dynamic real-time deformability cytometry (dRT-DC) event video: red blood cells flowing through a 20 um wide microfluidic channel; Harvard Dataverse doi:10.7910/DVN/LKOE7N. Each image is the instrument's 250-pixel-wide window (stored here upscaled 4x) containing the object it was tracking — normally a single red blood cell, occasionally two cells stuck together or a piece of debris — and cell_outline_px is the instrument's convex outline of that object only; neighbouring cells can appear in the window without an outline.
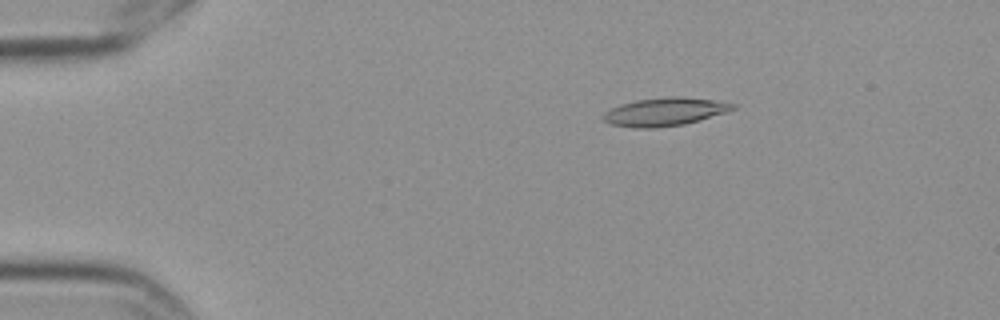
{"species": "Egyptian fruit bat (a non-hibernating species)", "species_latin": "Rousettus aegyptiacus", "temperature_condition": "cold", "stored_images_in_passage": 11, "camera_frame_rate_fps": 3000, "um_per_image_px": 0.085, "frame": {"image": 1, "passage_image": 3, "time_ms": 0.667, "image_size_px": [1000, 320], "cell_outline_px": [[736, 108], [724, 112], [684, 124], [656, 128], [636, 128], [612, 124], [604, 120], [604, 112], [620, 104], [636, 100], [668, 96], [680, 96], [712, 100], [736, 104]], "centroid_in_image_um": [56.48, 9.49], "position_along_channel_um": 28.5, "area_um2": 20.92}}
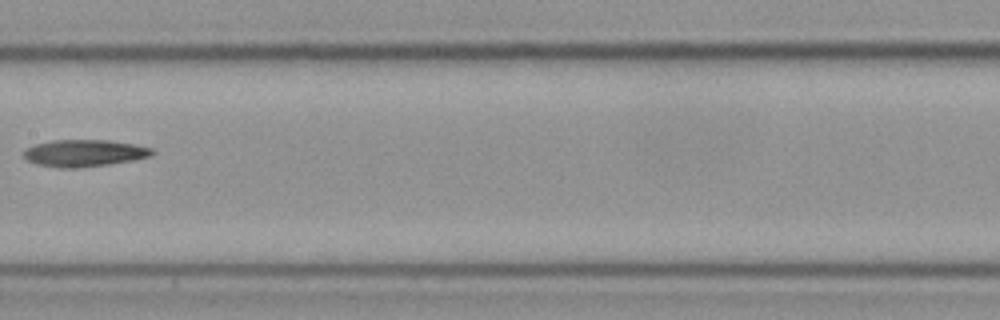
{"frame": {"image": 2, "passage_image": 8, "time_ms": 2.333, "image_size_px": [1000, 320], "cell_outline_px": [[156, 152], [152, 156], [132, 160], [108, 164], [80, 168], [60, 168], [36, 164], [28, 160], [24, 156], [24, 152], [28, 148], [36, 144], [52, 140], [108, 140], [136, 144], [152, 148]], "centroid_in_image_um": [7.21, 13.01], "position_along_channel_um": 200.2, "area_um2": 20.17}}
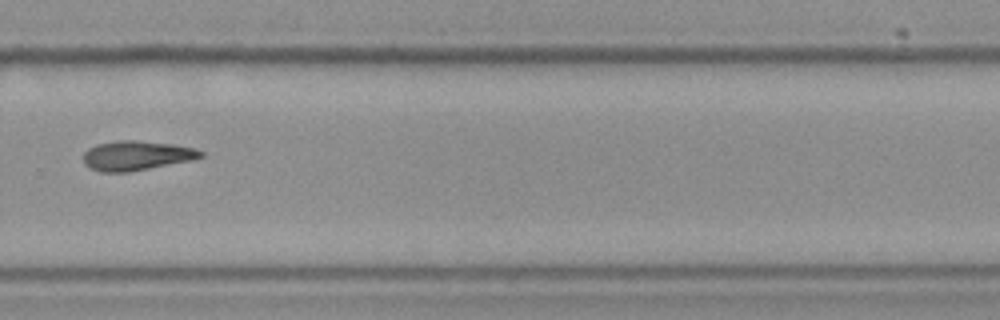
{"frame": {"image": 3, "passage_image": 11, "time_ms": 3.333, "image_size_px": [1000, 320], "cell_outline_px": [[204, 156], [192, 160], [128, 172], [100, 172], [88, 168], [84, 164], [84, 152], [88, 148], [96, 144], [116, 140], [136, 140], [172, 144], [196, 148], [204, 152]], "centroid_in_image_um": [11.58, 13.22], "position_along_channel_um": 318.2, "area_um2": 20.35}}